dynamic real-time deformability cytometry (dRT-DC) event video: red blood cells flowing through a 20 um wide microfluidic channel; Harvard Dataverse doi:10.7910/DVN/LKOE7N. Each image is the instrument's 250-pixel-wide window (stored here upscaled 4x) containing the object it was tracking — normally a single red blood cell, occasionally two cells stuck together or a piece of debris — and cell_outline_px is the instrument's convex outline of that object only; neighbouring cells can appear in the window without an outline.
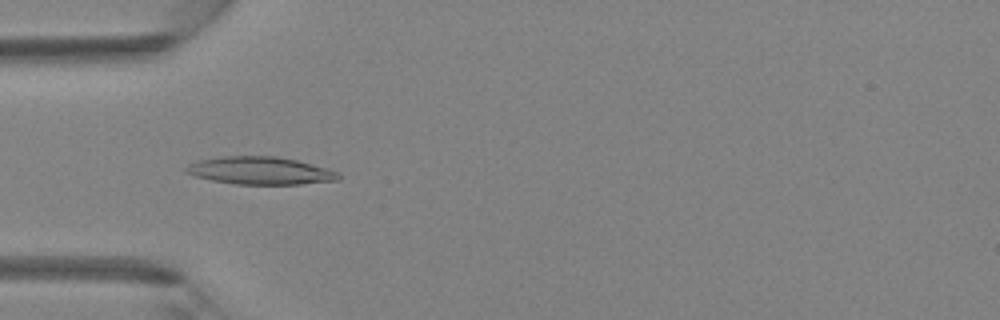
{"species": "Egyptian fruit bat (a non-hibernating species)", "species_latin": "Rousettus aegyptiacus", "temperature_condition": "room temperature", "stored_images_in_passage": 5, "camera_frame_rate_fps": 3000, "um_per_image_px": 0.085, "animal": {"sex": "female"}, "frame": {"image": 1, "passage_image": 4, "time_ms": 1.0, "image_size_px": [1000, 320], "cell_outline_px": [[340, 180], [300, 184], [236, 184], [212, 180], [196, 176], [184, 172], [184, 168], [188, 164], [200, 160], [220, 156], [276, 156], [296, 160], [340, 172]], "centroid_in_image_um": [22.11, 14.5], "position_along_channel_um": 62.9, "area_um2": 24.51}}
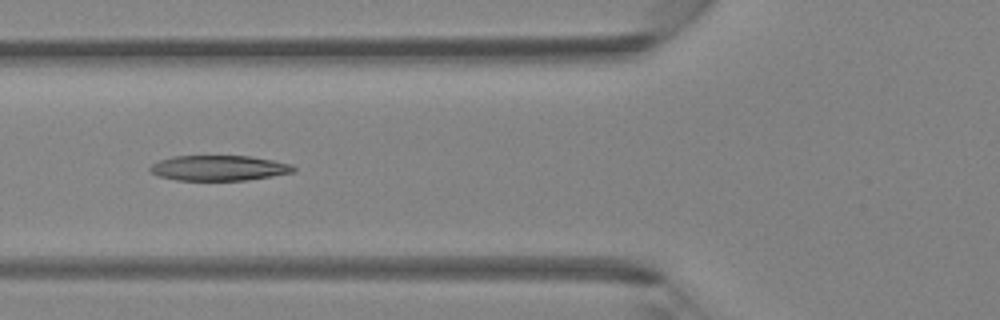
{"frame": {"image": 2, "passage_image": 5, "time_ms": 1.333, "image_size_px": [1000, 320], "cell_outline_px": [[296, 172], [248, 180], [176, 180], [160, 176], [152, 172], [148, 168], [152, 164], [160, 160], [172, 156], [248, 156], [272, 160], [292, 164], [296, 168]], "centroid_in_image_um": [18.64, 14.28], "position_along_channel_um": 107.2, "area_um2": 21.1}}